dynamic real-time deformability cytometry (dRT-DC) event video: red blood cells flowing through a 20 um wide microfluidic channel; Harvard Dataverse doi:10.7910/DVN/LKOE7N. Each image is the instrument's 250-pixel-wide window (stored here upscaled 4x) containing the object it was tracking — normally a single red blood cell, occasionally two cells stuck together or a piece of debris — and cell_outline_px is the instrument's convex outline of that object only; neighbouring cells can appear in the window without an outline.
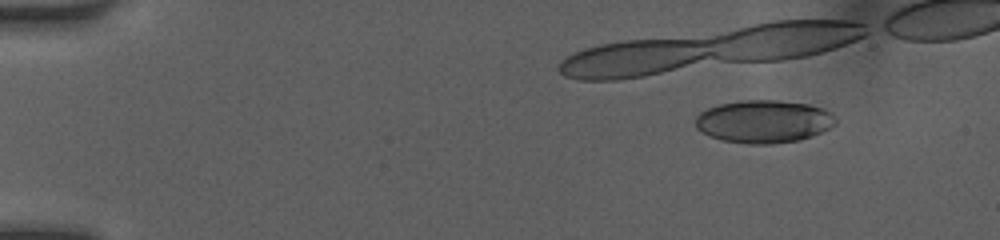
{"species": "human", "species_latin": "Homo sapiens", "temperature_condition": "room temperature", "stored_images_in_passage": 29, "camera_frame_rate_fps": 3000, "um_per_image_px": 0.085, "donor": {"sex": "female"}, "frame": {"image": 1, "passage_image": 4, "time_ms": 1.0, "image_size_px": [1000, 240], "cell_outline_px": [[836, 124], [820, 132], [800, 140], [772, 144], [748, 144], [724, 140], [708, 136], [696, 128], [696, 116], [700, 112], [708, 108], [720, 104], [740, 100], [776, 100], [808, 104], [820, 108], [828, 112], [836, 120]], "centroid_in_image_um": [64.87, 10.33], "position_along_channel_um": 20.1, "area_um2": 34.74}}
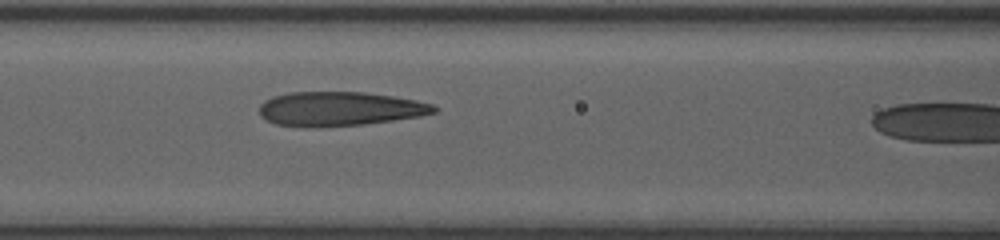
{"frame": {"image": 2, "passage_image": 17, "time_ms": 5.333, "image_size_px": [1000, 240], "cell_outline_px": [[436, 112], [420, 116], [364, 124], [276, 124], [260, 116], [260, 104], [264, 100], [272, 96], [288, 92], [364, 92], [392, 96], [416, 100], [432, 104], [436, 108]], "centroid_in_image_um": [28.9, 9.2], "position_along_channel_um": 137.7, "area_um2": 33.58}}
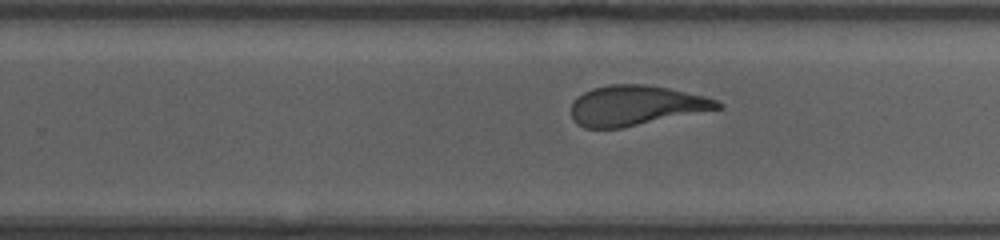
{"frame": {"image": 3, "passage_image": 27, "time_ms": 8.667, "image_size_px": [1000, 240], "cell_outline_px": [[724, 104], [720, 108], [620, 128], [584, 128], [572, 120], [572, 104], [584, 92], [592, 88], [608, 84], [644, 84], [668, 88], [704, 96], [716, 100]], "centroid_in_image_um": [54.01, 8.96], "position_along_channel_um": 275.8, "area_um2": 33.64}}